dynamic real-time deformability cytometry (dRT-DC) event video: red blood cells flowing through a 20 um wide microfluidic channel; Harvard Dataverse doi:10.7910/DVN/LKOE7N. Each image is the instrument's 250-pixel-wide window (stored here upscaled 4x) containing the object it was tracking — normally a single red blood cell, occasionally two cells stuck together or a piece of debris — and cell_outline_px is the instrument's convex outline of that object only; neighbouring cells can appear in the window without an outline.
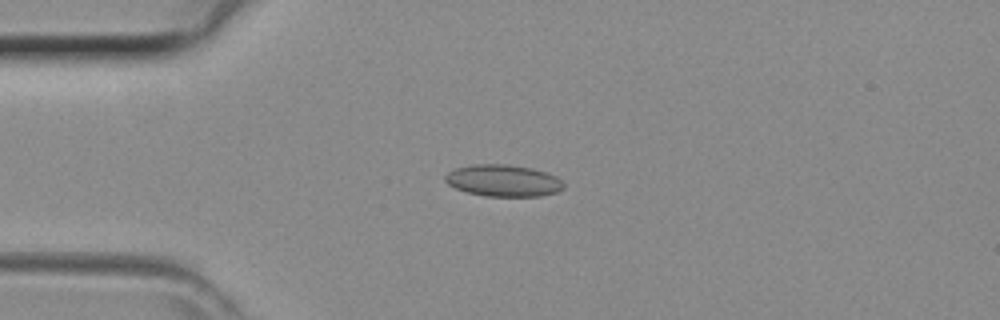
{"species": "common noctule bat (a hibernating species)", "species_latin": "Nyctalus noctula", "temperature_condition": "room temperature", "stored_images_in_passage": 34, "camera_frame_rate_fps": 3000, "um_per_image_px": 0.085, "animal": {"sex": "female", "body_mass_g": 29.2, "forearm_length_mm": 56.3}, "frame": {"image": 1, "passage_image": 2, "time_ms": 0.333, "image_size_px": [1000, 320], "cell_outline_px": [[564, 188], [556, 192], [540, 196], [484, 196], [468, 192], [456, 188], [448, 184], [444, 180], [444, 176], [448, 172], [456, 168], [472, 164], [508, 164], [532, 168], [556, 176], [564, 184]], "centroid_in_image_um": [42.76, 15.35], "position_along_channel_um": 42.2, "area_um2": 21.91}}
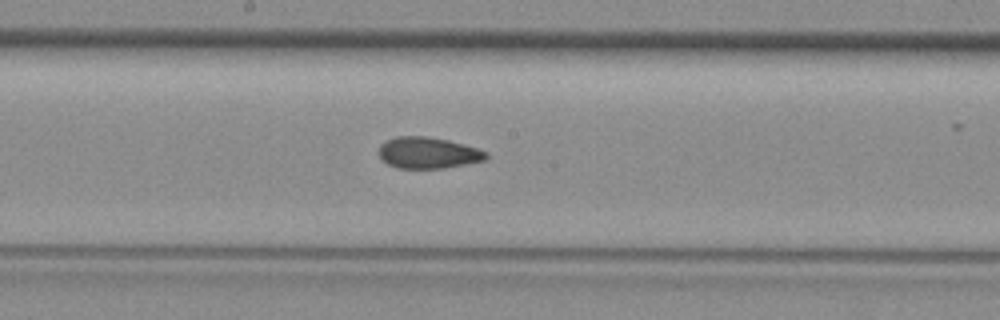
{"frame": {"image": 2, "passage_image": 14, "time_ms": 4.333, "image_size_px": [1000, 320], "cell_outline_px": [[488, 156], [484, 160], [444, 168], [396, 168], [388, 164], [380, 156], [380, 144], [396, 136], [424, 136], [448, 140], [476, 148], [484, 152]], "centroid_in_image_um": [36.35, 12.99], "position_along_channel_um": 211.9, "area_um2": 19.19}}
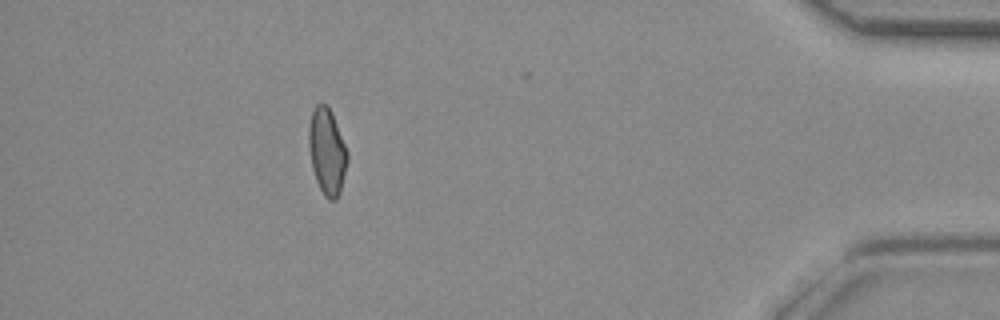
{"frame": {"image": 3, "passage_image": 30, "time_ms": 9.667, "image_size_px": [1000, 320], "cell_outline_px": [[348, 160], [340, 192], [336, 200], [328, 200], [324, 196], [316, 180], [312, 168], [308, 144], [308, 128], [312, 112], [316, 104], [328, 104], [332, 112], [348, 152]], "centroid_in_image_um": [27.79, 12.87], "position_along_channel_um": 407.4, "area_um2": 19.54}}